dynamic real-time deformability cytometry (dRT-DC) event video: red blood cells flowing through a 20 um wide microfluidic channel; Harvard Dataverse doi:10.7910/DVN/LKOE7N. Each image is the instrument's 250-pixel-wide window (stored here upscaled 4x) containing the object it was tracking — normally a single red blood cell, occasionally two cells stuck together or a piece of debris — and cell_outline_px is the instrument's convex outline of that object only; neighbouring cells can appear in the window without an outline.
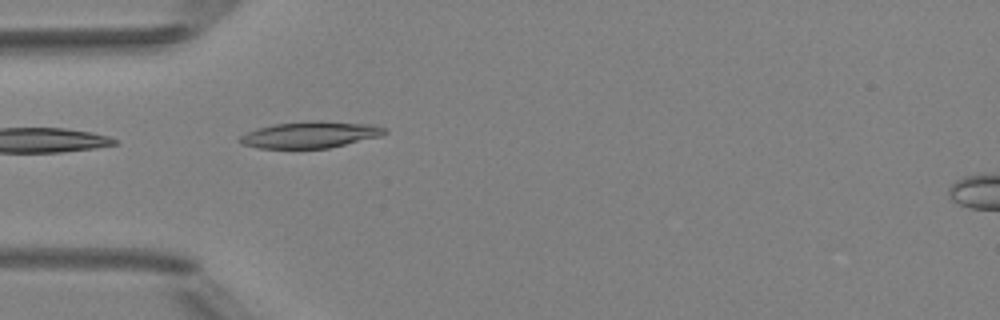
{"species": "Egyptian fruit bat (a non-hibernating species)", "species_latin": "Rousettus aegyptiacus", "temperature_condition": "room temperature", "stored_images_in_passage": 3, "camera_frame_rate_fps": 3000, "um_per_image_px": 0.085, "animal": {"sex": "female"}, "frame": {"image": 1, "passage_image": 2, "time_ms": 1.0, "image_size_px": [1000, 320], "cell_outline_px": [[388, 132], [380, 136], [328, 148], [260, 148], [240, 144], [236, 140], [240, 136], [256, 128], [276, 124], [312, 120], [320, 120], [372, 124], [384, 128]], "centroid_in_image_um": [26.34, 11.44], "position_along_channel_um": 58.7, "area_um2": 22.37}}